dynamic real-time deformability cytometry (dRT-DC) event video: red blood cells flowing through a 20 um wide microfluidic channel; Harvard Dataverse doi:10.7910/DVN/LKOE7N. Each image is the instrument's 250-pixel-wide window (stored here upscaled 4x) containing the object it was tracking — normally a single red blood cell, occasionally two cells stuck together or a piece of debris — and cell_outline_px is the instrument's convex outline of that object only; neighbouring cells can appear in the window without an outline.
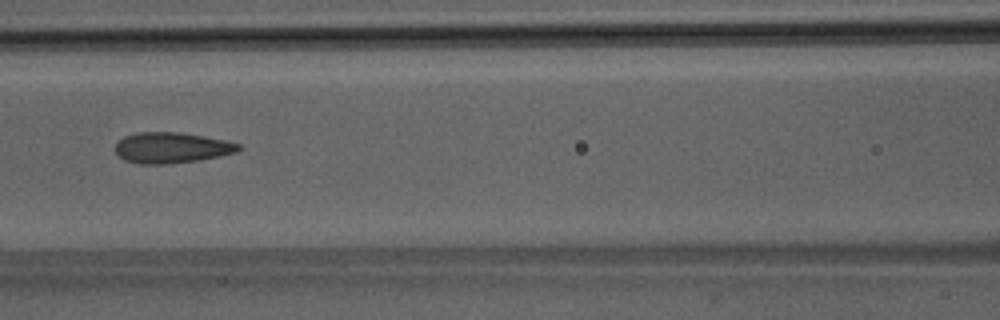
{"species": "Egyptian fruit bat (a non-hibernating species)", "species_latin": "Rousettus aegyptiacus", "temperature_condition": "room temperature", "stored_images_in_passage": 10, "camera_frame_rate_fps": 3000, "um_per_image_px": 0.085, "animal": {"sex": "male"}, "frame": {"image": 1, "passage_image": 7, "time_ms": 2.0, "image_size_px": [1000, 320], "cell_outline_px": [[240, 148], [236, 152], [220, 156], [196, 160], [168, 164], [140, 164], [124, 160], [116, 152], [116, 144], [124, 136], [136, 132], [180, 132], [228, 140], [240, 144]], "centroid_in_image_um": [14.59, 12.55], "position_along_channel_um": 152.0, "area_um2": 22.08}}